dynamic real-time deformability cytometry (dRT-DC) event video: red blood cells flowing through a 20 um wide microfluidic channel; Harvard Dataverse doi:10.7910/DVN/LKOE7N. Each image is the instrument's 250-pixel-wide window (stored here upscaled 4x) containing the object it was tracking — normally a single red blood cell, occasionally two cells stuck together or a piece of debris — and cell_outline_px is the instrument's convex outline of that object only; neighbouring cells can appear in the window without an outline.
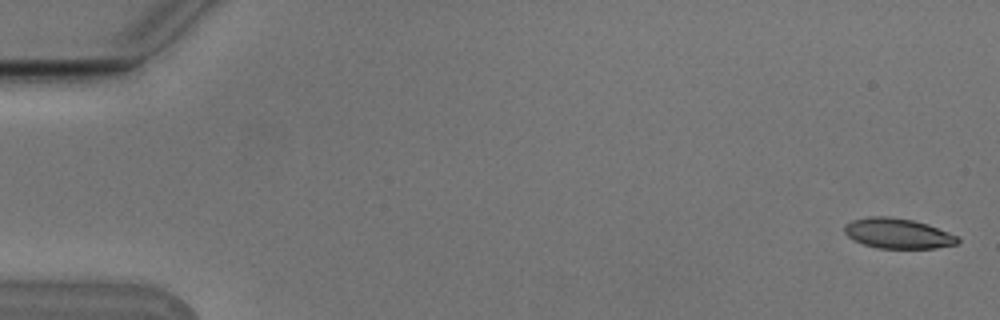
{"species": "Egyptian fruit bat (a non-hibernating species)", "species_latin": "Rousettus aegyptiacus", "temperature_condition": "cold", "stored_images_in_passage": 5, "camera_frame_rate_fps": 3000, "um_per_image_px": 0.085, "animal": {"sex": "male"}, "frame": {"image": 1, "passage_image": 1, "time_ms": 0.0, "image_size_px": [1000, 320], "cell_outline_px": [[960, 240], [956, 244], [936, 248], [876, 248], [852, 240], [844, 232], [844, 224], [852, 220], [868, 216], [888, 216], [912, 220], [928, 224], [948, 232], [956, 236]], "centroid_in_image_um": [76.27, 19.83], "position_along_channel_um": 8.7, "area_um2": 19.94}}
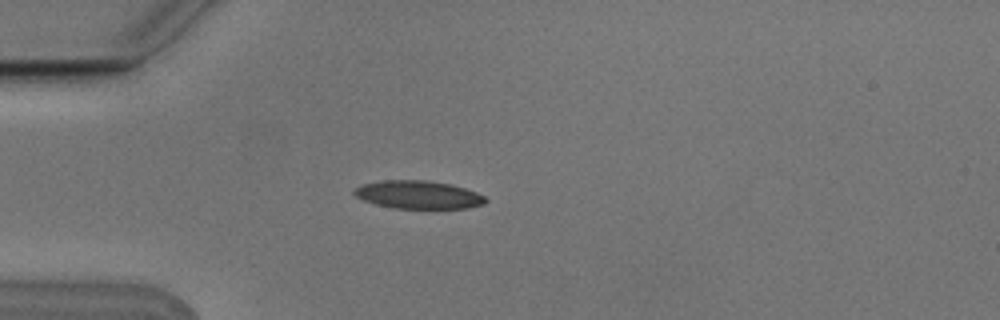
{"frame": {"image": 2, "passage_image": 5, "time_ms": 1.333, "image_size_px": [1000, 320], "cell_outline_px": [[488, 200], [484, 204], [468, 208], [396, 208], [376, 204], [364, 200], [356, 196], [352, 192], [356, 188], [364, 184], [384, 180], [428, 180], [452, 184], [476, 192], [484, 196]], "centroid_in_image_um": [35.59, 16.55], "position_along_channel_um": 49.4, "area_um2": 21.33}}